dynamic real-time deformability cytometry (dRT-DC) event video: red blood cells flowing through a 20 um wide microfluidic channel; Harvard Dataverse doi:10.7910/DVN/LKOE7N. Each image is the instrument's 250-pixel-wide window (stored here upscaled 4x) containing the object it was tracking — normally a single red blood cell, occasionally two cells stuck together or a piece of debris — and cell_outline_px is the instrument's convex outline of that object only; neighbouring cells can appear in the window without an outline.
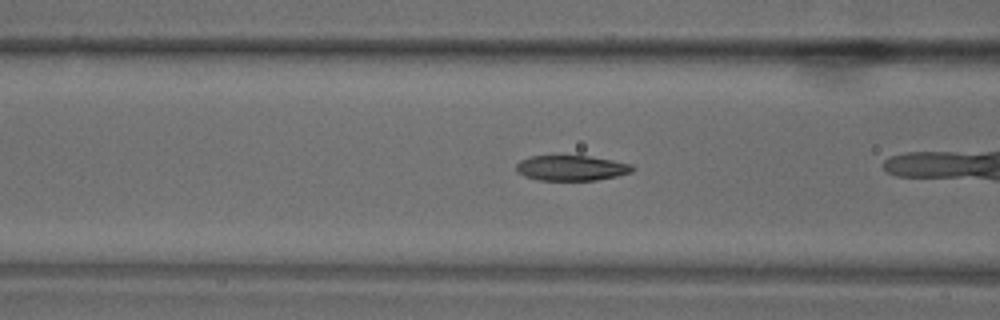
{"species": "common noctule bat (a hibernating species)", "species_latin": "Nyctalus noctula", "temperature_condition": "warm", "stored_images_in_passage": 9, "segment_of_instrument_passage": [2, 2], "camera_frame_rate_fps": 3000, "um_per_image_px": 0.085, "animal": {"sex": "male", "body_mass_g": 18.8}, "frame": {"image": 1, "passage_image": 4, "time_ms": 1.0, "image_size_px": [1000, 320], "cell_outline_px": [[636, 168], [632, 172], [616, 176], [596, 180], [540, 180], [524, 176], [516, 172], [516, 164], [520, 160], [532, 156], [588, 156], [612, 160], [632, 164]], "centroid_in_image_um": [48.57, 14.28], "position_along_channel_um": 118.0, "area_um2": 17.11}}
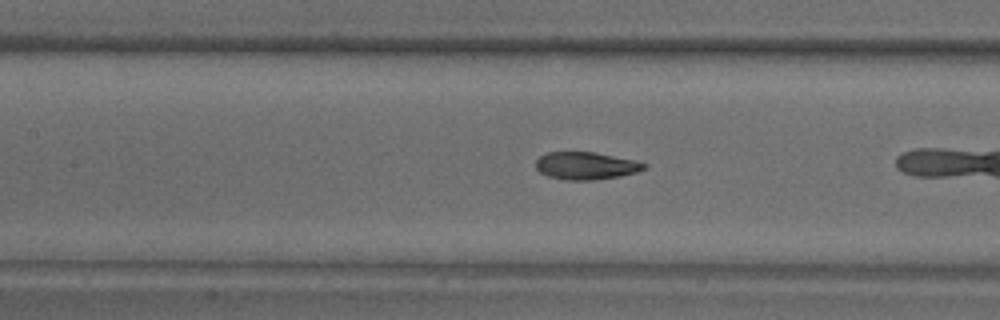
{"frame": {"image": 2, "passage_image": 8, "time_ms": 2.333, "image_size_px": [1000, 320], "cell_outline_px": [[648, 168], [636, 172], [620, 176], [592, 180], [564, 180], [548, 176], [540, 172], [536, 168], [536, 160], [540, 156], [548, 152], [592, 152], [632, 160], [648, 164]], "centroid_in_image_um": [49.79, 14.1], "position_along_channel_um": 157.6, "area_um2": 17.22}}